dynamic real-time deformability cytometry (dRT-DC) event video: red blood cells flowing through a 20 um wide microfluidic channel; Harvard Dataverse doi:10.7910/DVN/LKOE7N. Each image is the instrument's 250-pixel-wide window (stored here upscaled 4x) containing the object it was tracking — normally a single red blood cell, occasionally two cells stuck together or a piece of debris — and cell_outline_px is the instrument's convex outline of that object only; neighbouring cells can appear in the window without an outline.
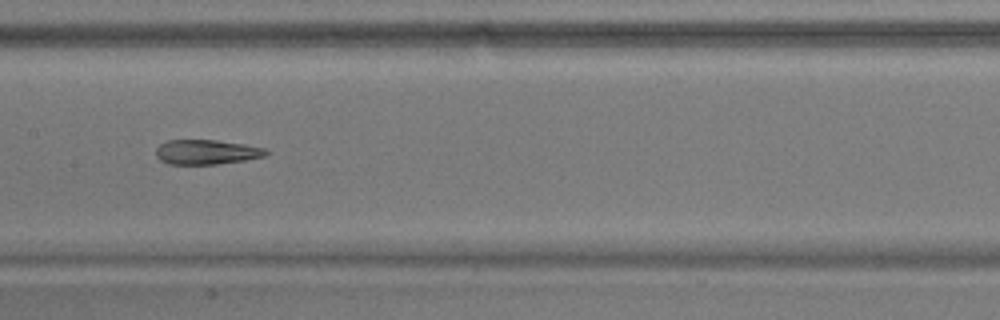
{"species": "common noctule bat (a hibernating species)", "species_latin": "Nyctalus noctula", "temperature_condition": "warm", "stored_images_in_passage": 39, "camera_frame_rate_fps": 3000, "um_per_image_px": 0.085, "animal": {"sex": "male", "body_mass_g": 17.9}, "frame": {"image": 1, "passage_image": 12, "time_ms": 3.667, "image_size_px": [1000, 320], "cell_outline_px": [[268, 152], [264, 156], [244, 160], [216, 164], [168, 164], [160, 160], [156, 156], [156, 148], [160, 144], [168, 140], [216, 140], [244, 144], [264, 148]], "centroid_in_image_um": [17.51, 12.92], "position_along_channel_um": 189.9, "area_um2": 15.72}}
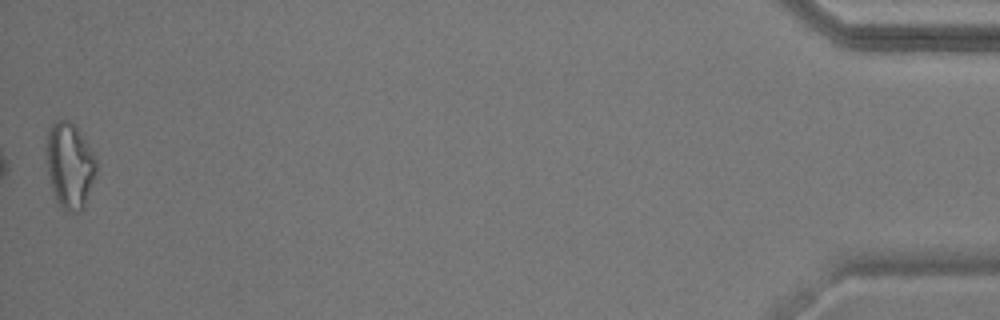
{"frame": {"image": 2, "passage_image": 39, "time_ms": 12.667, "image_size_px": [1000, 320], "cell_outline_px": [[96, 172], [84, 208], [80, 212], [68, 212], [60, 208], [56, 200], [52, 188], [48, 172], [44, 148], [48, 128], [56, 120], [68, 120], [76, 128], [88, 144], [96, 160]], "centroid_in_image_um": [5.89, 14.08], "position_along_channel_um": 429.3, "area_um2": 25.09}, "authors_computed_cell_mechanics": {"area_um2": 16.8776, "velocity_mm_per_s": 3.6989, "shape_relaxation_time_tau1_ms": null, "shape_relaxation_time_tau2_ms": 3.8079, "deformation_change_tau1": null, "deformation_change_tau2": 0.1336}}